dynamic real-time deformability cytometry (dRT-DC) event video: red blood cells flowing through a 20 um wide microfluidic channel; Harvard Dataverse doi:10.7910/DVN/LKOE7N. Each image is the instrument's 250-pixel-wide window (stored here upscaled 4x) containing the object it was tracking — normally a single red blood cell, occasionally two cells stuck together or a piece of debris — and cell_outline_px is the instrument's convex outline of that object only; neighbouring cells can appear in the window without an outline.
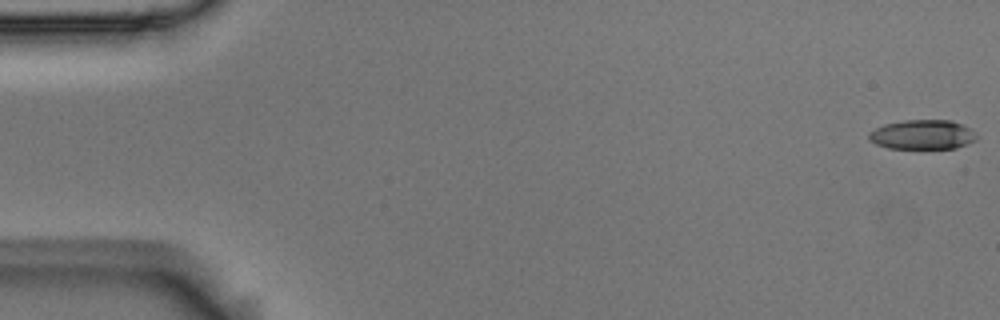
{"species": "Egyptian fruit bat (a non-hibernating species)", "species_latin": "Rousettus aegyptiacus", "temperature_condition": "room temperature", "stored_images_in_passage": 50, "camera_frame_rate_fps": 3000, "um_per_image_px": 0.085, "animal": {"sex": "male"}, "frame": {"image": 1, "passage_image": 1, "time_ms": 0.0, "image_size_px": [1000, 320], "cell_outline_px": [[980, 136], [976, 140], [956, 148], [888, 148], [876, 144], [868, 140], [868, 132], [884, 124], [904, 120], [952, 120], [976, 132]], "centroid_in_image_um": [78.41, 11.44], "position_along_channel_um": 6.6, "area_um2": 18.61}}
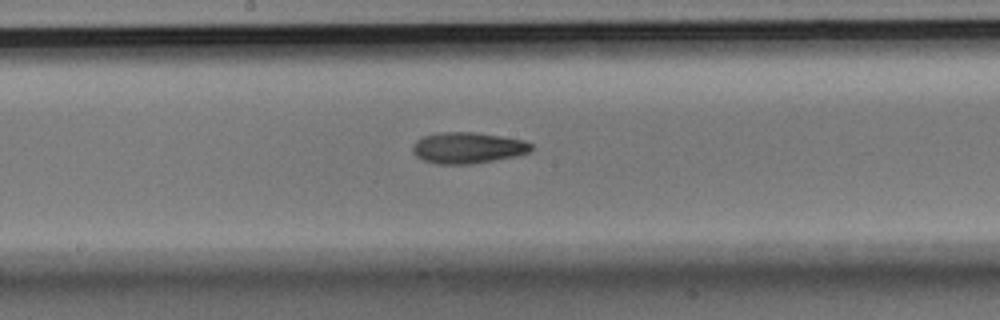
{"frame": {"image": 2, "passage_image": 29, "time_ms": 9.333, "image_size_px": [1000, 320], "cell_outline_px": [[532, 148], [528, 152], [516, 156], [472, 164], [436, 164], [424, 160], [416, 156], [412, 152], [412, 148], [416, 140], [424, 136], [444, 132], [476, 132], [524, 140], [532, 144]], "centroid_in_image_um": [39.75, 12.57], "position_along_channel_um": 208.5, "area_um2": 21.44}}
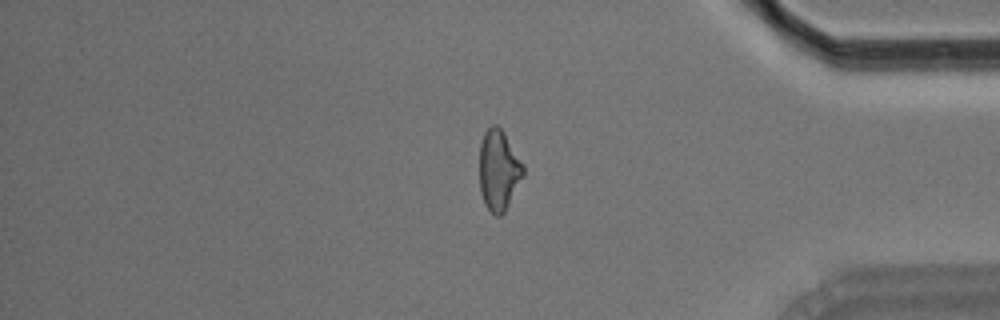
{"frame": {"image": 3, "passage_image": 46, "time_ms": 15.0, "image_size_px": [1000, 320], "cell_outline_px": [[524, 176], [504, 212], [500, 216], [496, 216], [484, 204], [480, 192], [480, 144], [484, 132], [492, 124], [496, 124], [504, 132], [524, 164]], "centroid_in_image_um": [42.4, 14.45], "position_along_channel_um": 392.8, "area_um2": 20.63}}